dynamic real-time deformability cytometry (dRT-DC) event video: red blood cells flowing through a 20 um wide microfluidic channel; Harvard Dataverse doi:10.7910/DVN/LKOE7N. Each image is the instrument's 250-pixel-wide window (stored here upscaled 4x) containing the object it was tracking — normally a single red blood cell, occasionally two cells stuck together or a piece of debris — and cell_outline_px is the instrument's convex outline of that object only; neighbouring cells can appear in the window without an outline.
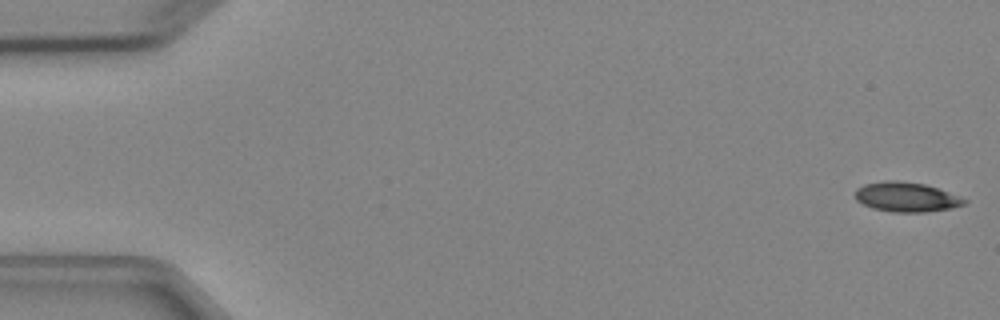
{"species": "Egyptian fruit bat (a non-hibernating species)", "species_latin": "Rousettus aegyptiacus", "temperature_condition": "cold", "stored_images_in_passage": 5, "camera_frame_rate_fps": 3000, "um_per_image_px": 0.085, "animal": {"sex": "female"}, "frame": {"image": 1, "passage_image": 1, "time_ms": 0.0, "image_size_px": [1000, 320], "cell_outline_px": [[968, 204], [952, 208], [924, 212], [892, 212], [872, 208], [856, 200], [856, 188], [864, 184], [884, 180], [900, 180], [924, 184], [960, 196], [968, 200]], "centroid_in_image_um": [77.05, 16.74], "position_along_channel_um": 7.9, "area_um2": 18.96}}
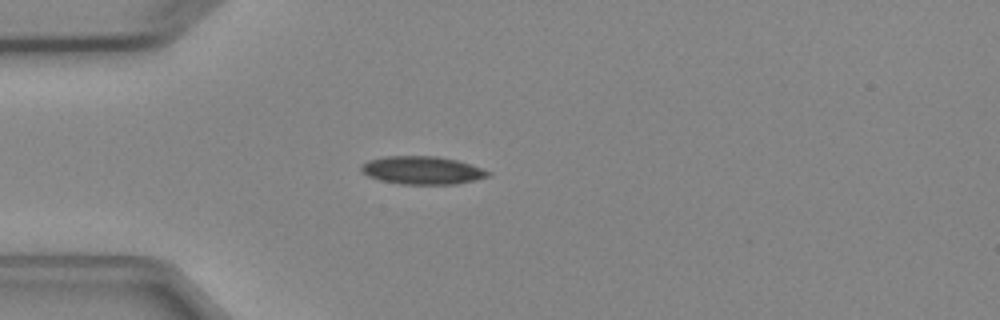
{"frame": {"image": 2, "passage_image": 5, "time_ms": 4.333, "image_size_px": [1000, 320], "cell_outline_px": [[492, 172], [488, 176], [456, 184], [400, 184], [380, 180], [368, 176], [360, 168], [360, 164], [368, 160], [384, 156], [436, 156], [456, 160]], "centroid_in_image_um": [35.83, 14.47], "position_along_channel_um": 49.2, "area_um2": 20.52}}